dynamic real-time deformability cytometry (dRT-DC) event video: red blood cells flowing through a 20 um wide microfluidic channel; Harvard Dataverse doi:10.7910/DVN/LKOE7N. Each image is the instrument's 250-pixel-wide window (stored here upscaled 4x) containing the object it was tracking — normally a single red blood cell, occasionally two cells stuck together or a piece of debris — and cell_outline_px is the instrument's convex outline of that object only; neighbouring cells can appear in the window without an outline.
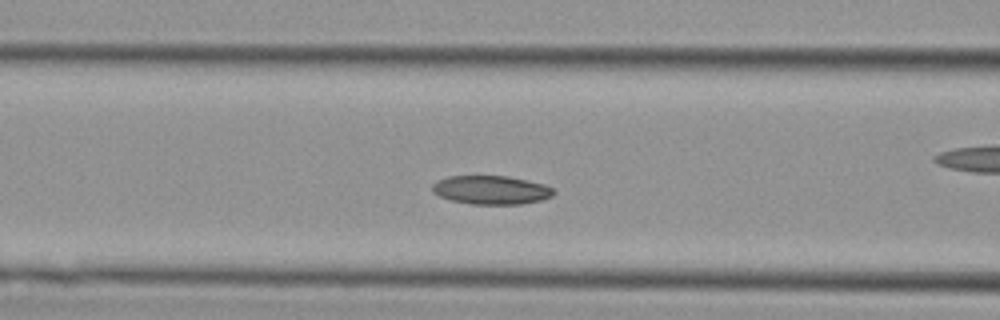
{"species": "Egyptian fruit bat (a non-hibernating species)", "species_latin": "Rousettus aegyptiacus", "temperature_condition": "cold", "stored_images_in_passage": 38, "camera_frame_rate_fps": 3000, "um_per_image_px": 0.085, "animal": {"sex": "female"}, "frame": {"image": 1, "passage_image": 9, "time_ms": 2.667, "image_size_px": [1000, 320], "cell_outline_px": [[556, 192], [552, 196], [540, 200], [520, 204], [472, 204], [452, 200], [440, 196], [432, 192], [432, 184], [448, 176], [508, 176], [544, 184], [552, 188]], "centroid_in_image_um": [41.75, 16.14], "position_along_channel_um": 124.8, "area_um2": 20.11}}
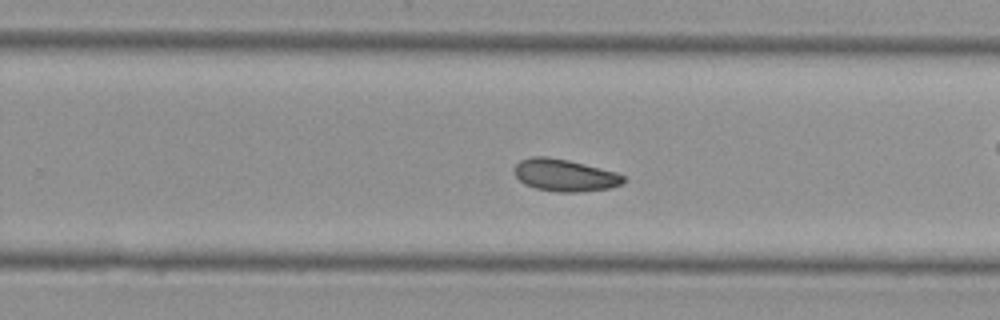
{"frame": {"image": 2, "passage_image": 20, "time_ms": 6.333, "image_size_px": [1000, 320], "cell_outline_px": [[624, 184], [612, 188], [580, 192], [556, 192], [536, 188], [524, 184], [512, 172], [512, 168], [520, 160], [532, 156], [548, 156], [568, 160], [616, 172], [624, 176]], "centroid_in_image_um": [47.98, 14.89], "position_along_channel_um": 281.8, "area_um2": 20.69}}
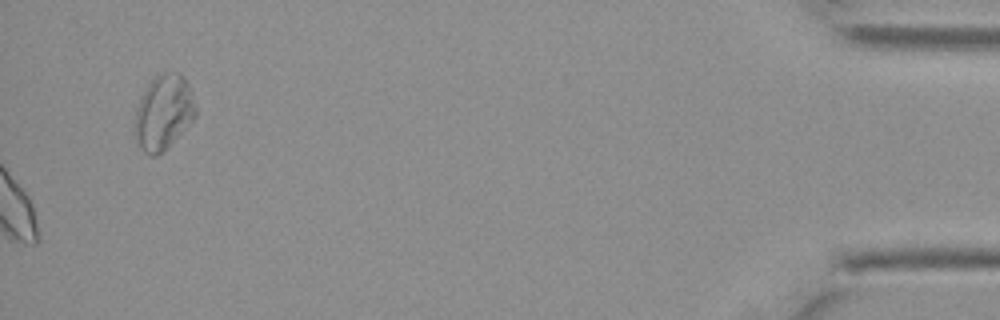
{"frame": {"image": 3, "passage_image": 38, "time_ms": 12.333, "image_size_px": [1000, 320], "cell_outline_px": [[196, 116], [156, 156], [148, 156], [140, 148], [132, 132], [136, 108], [148, 84], [156, 76], [176, 72], [180, 72], [188, 84], [196, 108]], "centroid_in_image_um": [13.85, 9.56], "position_along_channel_um": 421.4, "area_um2": 25.95}}